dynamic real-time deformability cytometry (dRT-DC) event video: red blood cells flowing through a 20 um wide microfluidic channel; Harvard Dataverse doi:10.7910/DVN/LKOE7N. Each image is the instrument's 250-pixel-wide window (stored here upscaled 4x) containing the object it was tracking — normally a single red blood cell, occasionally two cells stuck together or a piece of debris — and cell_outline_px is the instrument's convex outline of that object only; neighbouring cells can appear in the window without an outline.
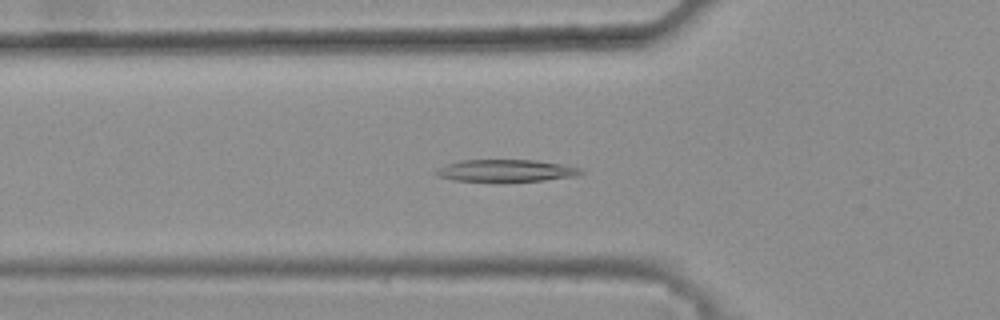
{"species": "common noctule bat (a hibernating species)", "species_latin": "Nyctalus noctula", "temperature_condition": "warm", "stored_images_in_passage": 35, "camera_frame_rate_fps": 3000, "um_per_image_px": 0.085, "animal": {"sex": "female", "body_mass_g": 25.1}, "frame": {"image": 1, "passage_image": 11, "time_ms": 3.333, "image_size_px": [1000, 320], "cell_outline_px": [[584, 172], [576, 176], [544, 180], [496, 184], [452, 180], [440, 176], [436, 172], [440, 168], [448, 164], [460, 160], [536, 160], [560, 164], [580, 168]], "centroid_in_image_um": [43.01, 14.55], "position_along_channel_um": 82.8, "area_um2": 19.25}}
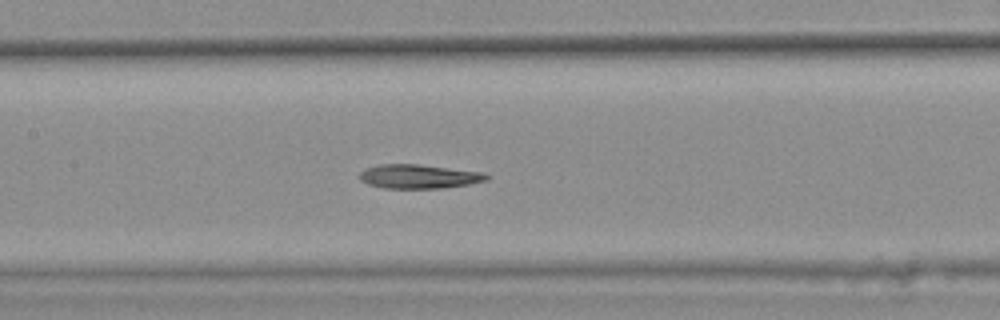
{"frame": {"image": 2, "passage_image": 18, "time_ms": 5.667, "image_size_px": [1000, 320], "cell_outline_px": [[488, 180], [468, 184], [444, 188], [384, 188], [368, 184], [360, 180], [360, 172], [368, 168], [380, 164], [416, 164], [484, 172], [488, 176]], "centroid_in_image_um": [35.61, 15.0], "position_along_channel_um": 171.8, "area_um2": 17.63}}
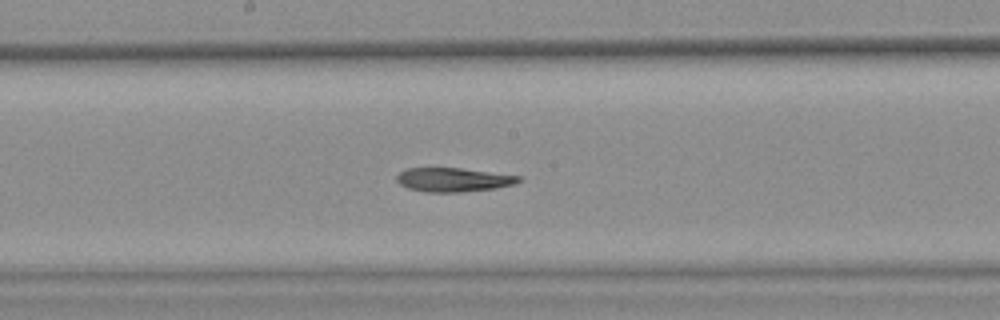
{"frame": {"image": 3, "passage_image": 21, "time_ms": 6.667, "image_size_px": [1000, 320], "cell_outline_px": [[524, 180], [516, 184], [496, 188], [460, 192], [428, 192], [408, 188], [400, 184], [396, 180], [396, 176], [400, 172], [408, 168], [460, 168], [520, 176]], "centroid_in_image_um": [38.56, 15.28], "position_along_channel_um": 209.6, "area_um2": 16.99}, "authors_computed_cell_mechanics": {"area_um2": 18.3226, "velocity_mm_per_s": 3.796, "shape_relaxation_time_tau1_ms": null, "shape_relaxation_time_tau2_ms": 9.9364, "deformation_change_tau1": null, "deformation_change_tau2": 0.1908}}